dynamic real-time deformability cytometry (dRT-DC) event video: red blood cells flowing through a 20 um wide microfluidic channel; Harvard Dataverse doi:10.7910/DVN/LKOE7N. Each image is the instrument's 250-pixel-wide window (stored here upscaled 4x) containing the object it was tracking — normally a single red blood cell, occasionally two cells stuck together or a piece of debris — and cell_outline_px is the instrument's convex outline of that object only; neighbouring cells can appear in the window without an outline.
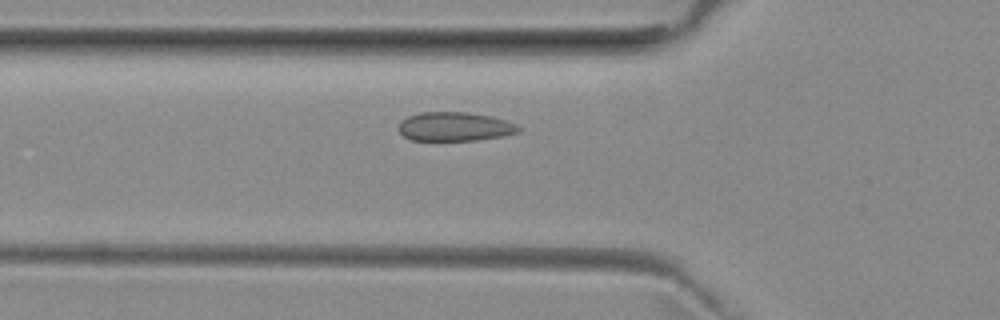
{"species": "common noctule bat (a hibernating species)", "species_latin": "Nyctalus noctula", "temperature_condition": "room temperature", "stored_images_in_passage": 34, "camera_frame_rate_fps": 3000, "um_per_image_px": 0.085, "animal": {"sex": "female", "body_mass_g": 29.2, "forearm_length_mm": 56.3}, "frame": {"image": 1, "passage_image": 6, "time_ms": 1.667, "image_size_px": [1000, 320], "cell_outline_px": [[524, 128], [520, 132], [504, 136], [476, 140], [412, 140], [404, 136], [396, 128], [400, 120], [408, 116], [420, 112], [468, 112], [488, 116], [504, 120], [516, 124]], "centroid_in_image_um": [38.65, 10.76], "position_along_channel_um": 87.2, "area_um2": 20.4}}
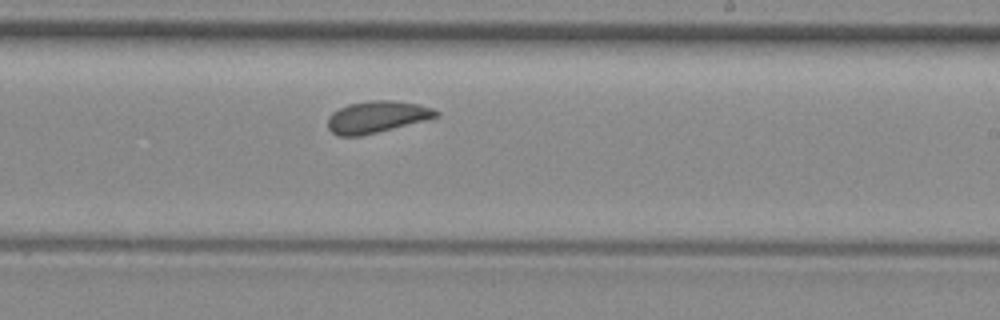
{"frame": {"image": 2, "passage_image": 19, "time_ms": 6.0, "image_size_px": [1000, 320], "cell_outline_px": [[440, 116], [360, 136], [340, 136], [332, 132], [328, 128], [328, 116], [332, 112], [348, 104], [372, 100], [392, 100], [416, 104], [432, 108], [440, 112]], "centroid_in_image_um": [32.0, 9.93], "position_along_channel_um": 257.0, "area_um2": 19.77}}
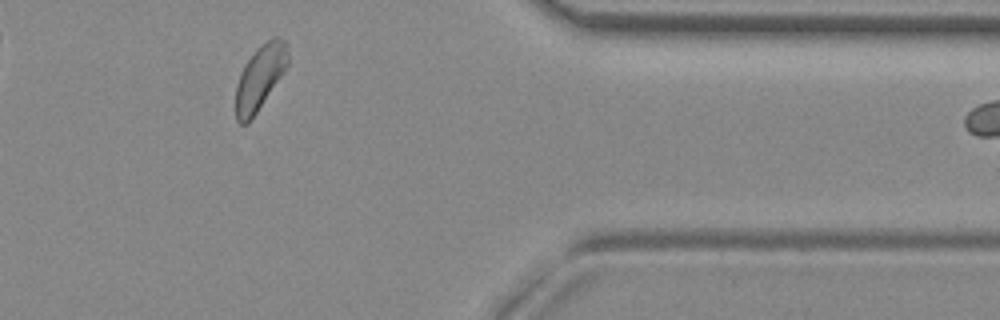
{"frame": {"image": 3, "passage_image": 31, "time_ms": 10.0, "image_size_px": [1000, 320], "cell_outline_px": [[288, 64], [248, 124], [240, 124], [236, 120], [236, 84], [244, 64], [256, 48], [260, 44], [272, 36], [280, 36], [288, 44]], "centroid_in_image_um": [22.09, 6.52], "position_along_channel_um": 389.3, "area_um2": 19.54}, "authors_computed_cell_mechanics": {"area_um2": 19.8254, "velocity_mm_per_s": 3.9151, "shape_relaxation_time_tau1_ms": null, "shape_relaxation_time_tau2_ms": 1.1711, "deformation_change_tau1": null, "deformation_change_tau2": 0.0496}}